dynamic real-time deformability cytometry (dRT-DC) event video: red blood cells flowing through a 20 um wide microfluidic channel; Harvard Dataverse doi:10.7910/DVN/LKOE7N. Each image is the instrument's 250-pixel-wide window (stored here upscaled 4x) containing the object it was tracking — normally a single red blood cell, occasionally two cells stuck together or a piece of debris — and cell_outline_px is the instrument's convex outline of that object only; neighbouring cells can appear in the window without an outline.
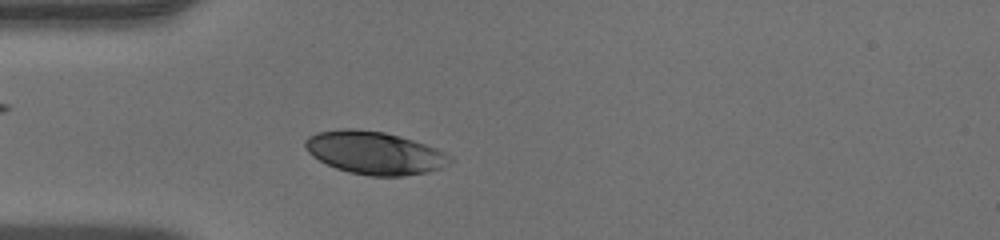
{"species": "human", "species_latin": "Homo sapiens", "temperature_condition": "warm", "stored_images_in_passage": 42, "camera_frame_rate_fps": 3000, "um_per_image_px": 0.085, "donor": {"sex": "male"}, "frame": {"image": 1, "passage_image": 8, "time_ms": 2.333, "image_size_px": [1000, 240], "cell_outline_px": [[452, 160], [448, 164], [440, 168], [428, 172], [404, 176], [368, 176], [348, 172], [336, 168], [312, 156], [308, 152], [304, 144], [304, 140], [308, 136], [316, 132], [344, 128], [356, 128], [384, 132], [412, 140], [436, 148], [452, 156]], "centroid_in_image_um": [31.82, 12.99], "position_along_channel_um": 53.2, "area_um2": 36.18}}
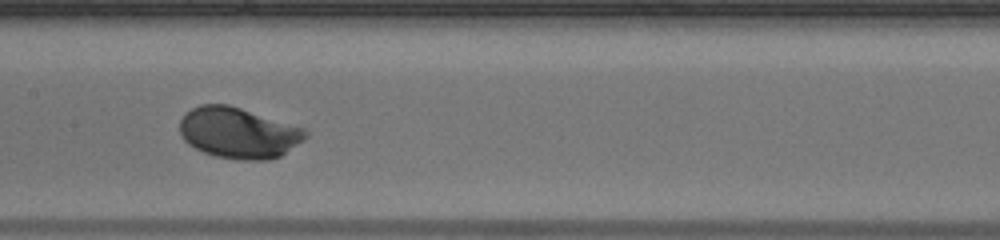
{"frame": {"image": 2, "passage_image": 18, "time_ms": 5.667, "image_size_px": [1000, 240], "cell_outline_px": [[308, 136], [304, 140], [280, 156], [268, 160], [240, 160], [216, 156], [204, 152], [188, 144], [184, 140], [180, 132], [180, 120], [184, 112], [200, 104], [228, 104], [304, 128], [308, 132]], "centroid_in_image_um": [20.26, 11.29], "position_along_channel_um": 187.1, "area_um2": 37.28}}
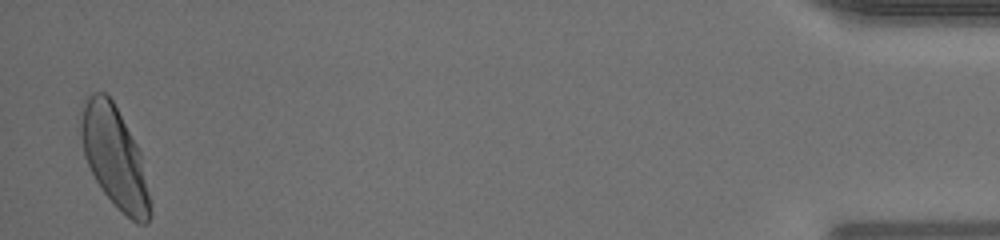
{"frame": {"image": 3, "passage_image": 41, "time_ms": 13.333, "image_size_px": [1000, 240], "cell_outline_px": [[152, 212], [148, 220], [144, 224], [140, 224], [132, 220], [104, 192], [96, 180], [84, 156], [80, 132], [80, 124], [84, 100], [92, 92], [104, 92], [112, 100], [136, 144], [140, 152]], "centroid_in_image_um": [9.72, 13.33], "position_along_channel_um": 425.5, "area_um2": 39.59}}